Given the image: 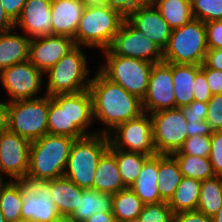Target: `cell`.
Listing matches in <instances>:
<instances>
[{"label": "cell", "mask_w": 222, "mask_h": 222, "mask_svg": "<svg viewBox=\"0 0 222 222\" xmlns=\"http://www.w3.org/2000/svg\"><path fill=\"white\" fill-rule=\"evenodd\" d=\"M145 113H153L176 108L173 63L164 61L153 64L150 72L148 88L142 99Z\"/></svg>", "instance_id": "15"}, {"label": "cell", "mask_w": 222, "mask_h": 222, "mask_svg": "<svg viewBox=\"0 0 222 222\" xmlns=\"http://www.w3.org/2000/svg\"><path fill=\"white\" fill-rule=\"evenodd\" d=\"M87 67V58L81 46L76 45L45 72V74H48L45 94L53 96L56 94L79 93L89 89L91 79L87 78L90 76Z\"/></svg>", "instance_id": "7"}, {"label": "cell", "mask_w": 222, "mask_h": 222, "mask_svg": "<svg viewBox=\"0 0 222 222\" xmlns=\"http://www.w3.org/2000/svg\"><path fill=\"white\" fill-rule=\"evenodd\" d=\"M106 63L98 70L109 80L122 86L141 100L146 94L153 63L118 55H105Z\"/></svg>", "instance_id": "9"}, {"label": "cell", "mask_w": 222, "mask_h": 222, "mask_svg": "<svg viewBox=\"0 0 222 222\" xmlns=\"http://www.w3.org/2000/svg\"><path fill=\"white\" fill-rule=\"evenodd\" d=\"M174 222H212L210 217H207L198 210L184 211L174 215Z\"/></svg>", "instance_id": "46"}, {"label": "cell", "mask_w": 222, "mask_h": 222, "mask_svg": "<svg viewBox=\"0 0 222 222\" xmlns=\"http://www.w3.org/2000/svg\"><path fill=\"white\" fill-rule=\"evenodd\" d=\"M51 3L52 0H27L15 28L21 27L30 39L51 35Z\"/></svg>", "instance_id": "19"}, {"label": "cell", "mask_w": 222, "mask_h": 222, "mask_svg": "<svg viewBox=\"0 0 222 222\" xmlns=\"http://www.w3.org/2000/svg\"><path fill=\"white\" fill-rule=\"evenodd\" d=\"M0 222H7L1 210H0Z\"/></svg>", "instance_id": "55"}, {"label": "cell", "mask_w": 222, "mask_h": 222, "mask_svg": "<svg viewBox=\"0 0 222 222\" xmlns=\"http://www.w3.org/2000/svg\"><path fill=\"white\" fill-rule=\"evenodd\" d=\"M211 151L209 159L215 176H222V130L213 131L210 135Z\"/></svg>", "instance_id": "39"}, {"label": "cell", "mask_w": 222, "mask_h": 222, "mask_svg": "<svg viewBox=\"0 0 222 222\" xmlns=\"http://www.w3.org/2000/svg\"><path fill=\"white\" fill-rule=\"evenodd\" d=\"M116 157L119 173L123 183L127 188L135 183L138 178L144 163L151 157L138 152H128L120 149H115L111 144L108 148Z\"/></svg>", "instance_id": "29"}, {"label": "cell", "mask_w": 222, "mask_h": 222, "mask_svg": "<svg viewBox=\"0 0 222 222\" xmlns=\"http://www.w3.org/2000/svg\"><path fill=\"white\" fill-rule=\"evenodd\" d=\"M84 222H115V216L112 212L96 213Z\"/></svg>", "instance_id": "50"}, {"label": "cell", "mask_w": 222, "mask_h": 222, "mask_svg": "<svg viewBox=\"0 0 222 222\" xmlns=\"http://www.w3.org/2000/svg\"><path fill=\"white\" fill-rule=\"evenodd\" d=\"M44 72L29 60L14 64L0 72V81L8 93V102L34 99L42 89Z\"/></svg>", "instance_id": "14"}, {"label": "cell", "mask_w": 222, "mask_h": 222, "mask_svg": "<svg viewBox=\"0 0 222 222\" xmlns=\"http://www.w3.org/2000/svg\"><path fill=\"white\" fill-rule=\"evenodd\" d=\"M194 100L208 103L212 97L211 90L208 86L205 73L200 70L195 77L193 86Z\"/></svg>", "instance_id": "41"}, {"label": "cell", "mask_w": 222, "mask_h": 222, "mask_svg": "<svg viewBox=\"0 0 222 222\" xmlns=\"http://www.w3.org/2000/svg\"><path fill=\"white\" fill-rule=\"evenodd\" d=\"M222 207V176L201 181L199 204L196 210L212 218Z\"/></svg>", "instance_id": "33"}, {"label": "cell", "mask_w": 222, "mask_h": 222, "mask_svg": "<svg viewBox=\"0 0 222 222\" xmlns=\"http://www.w3.org/2000/svg\"><path fill=\"white\" fill-rule=\"evenodd\" d=\"M158 154L150 157L131 186V190L144 204L163 202L158 191Z\"/></svg>", "instance_id": "22"}, {"label": "cell", "mask_w": 222, "mask_h": 222, "mask_svg": "<svg viewBox=\"0 0 222 222\" xmlns=\"http://www.w3.org/2000/svg\"><path fill=\"white\" fill-rule=\"evenodd\" d=\"M148 0H106V5L119 11L125 18L136 8L144 5Z\"/></svg>", "instance_id": "43"}, {"label": "cell", "mask_w": 222, "mask_h": 222, "mask_svg": "<svg viewBox=\"0 0 222 222\" xmlns=\"http://www.w3.org/2000/svg\"><path fill=\"white\" fill-rule=\"evenodd\" d=\"M172 28L189 23L193 17L191 0H150Z\"/></svg>", "instance_id": "30"}, {"label": "cell", "mask_w": 222, "mask_h": 222, "mask_svg": "<svg viewBox=\"0 0 222 222\" xmlns=\"http://www.w3.org/2000/svg\"><path fill=\"white\" fill-rule=\"evenodd\" d=\"M89 91L92 96L93 118L107 128L98 133H113L118 125L144 113L139 97L107 79L99 70L90 81Z\"/></svg>", "instance_id": "1"}, {"label": "cell", "mask_w": 222, "mask_h": 222, "mask_svg": "<svg viewBox=\"0 0 222 222\" xmlns=\"http://www.w3.org/2000/svg\"><path fill=\"white\" fill-rule=\"evenodd\" d=\"M204 64L208 68L222 71V49H208Z\"/></svg>", "instance_id": "48"}, {"label": "cell", "mask_w": 222, "mask_h": 222, "mask_svg": "<svg viewBox=\"0 0 222 222\" xmlns=\"http://www.w3.org/2000/svg\"><path fill=\"white\" fill-rule=\"evenodd\" d=\"M105 55L138 58L150 63L163 61V50L153 43L145 33L136 29L126 18L115 35Z\"/></svg>", "instance_id": "11"}, {"label": "cell", "mask_w": 222, "mask_h": 222, "mask_svg": "<svg viewBox=\"0 0 222 222\" xmlns=\"http://www.w3.org/2000/svg\"><path fill=\"white\" fill-rule=\"evenodd\" d=\"M27 0H0L8 16L15 22L21 15Z\"/></svg>", "instance_id": "45"}, {"label": "cell", "mask_w": 222, "mask_h": 222, "mask_svg": "<svg viewBox=\"0 0 222 222\" xmlns=\"http://www.w3.org/2000/svg\"><path fill=\"white\" fill-rule=\"evenodd\" d=\"M201 70L205 73V77L212 95L222 93V71L208 68L204 63Z\"/></svg>", "instance_id": "44"}, {"label": "cell", "mask_w": 222, "mask_h": 222, "mask_svg": "<svg viewBox=\"0 0 222 222\" xmlns=\"http://www.w3.org/2000/svg\"><path fill=\"white\" fill-rule=\"evenodd\" d=\"M74 141L72 137L52 134L31 141L26 178L53 180L63 177Z\"/></svg>", "instance_id": "3"}, {"label": "cell", "mask_w": 222, "mask_h": 222, "mask_svg": "<svg viewBox=\"0 0 222 222\" xmlns=\"http://www.w3.org/2000/svg\"><path fill=\"white\" fill-rule=\"evenodd\" d=\"M83 190L65 177L50 180L51 199L59 214L72 215L78 208Z\"/></svg>", "instance_id": "24"}, {"label": "cell", "mask_w": 222, "mask_h": 222, "mask_svg": "<svg viewBox=\"0 0 222 222\" xmlns=\"http://www.w3.org/2000/svg\"><path fill=\"white\" fill-rule=\"evenodd\" d=\"M92 96L89 89L79 93L49 96L48 134L79 139L98 132L86 131L93 123Z\"/></svg>", "instance_id": "2"}, {"label": "cell", "mask_w": 222, "mask_h": 222, "mask_svg": "<svg viewBox=\"0 0 222 222\" xmlns=\"http://www.w3.org/2000/svg\"><path fill=\"white\" fill-rule=\"evenodd\" d=\"M23 181H7L0 187V210L7 222L21 219Z\"/></svg>", "instance_id": "31"}, {"label": "cell", "mask_w": 222, "mask_h": 222, "mask_svg": "<svg viewBox=\"0 0 222 222\" xmlns=\"http://www.w3.org/2000/svg\"><path fill=\"white\" fill-rule=\"evenodd\" d=\"M84 7L101 6L106 4V0H80Z\"/></svg>", "instance_id": "53"}, {"label": "cell", "mask_w": 222, "mask_h": 222, "mask_svg": "<svg viewBox=\"0 0 222 222\" xmlns=\"http://www.w3.org/2000/svg\"><path fill=\"white\" fill-rule=\"evenodd\" d=\"M112 203L115 220L130 222L136 221L145 205L130 188L113 194Z\"/></svg>", "instance_id": "32"}, {"label": "cell", "mask_w": 222, "mask_h": 222, "mask_svg": "<svg viewBox=\"0 0 222 222\" xmlns=\"http://www.w3.org/2000/svg\"><path fill=\"white\" fill-rule=\"evenodd\" d=\"M135 222H174V214L166 201L145 204Z\"/></svg>", "instance_id": "36"}, {"label": "cell", "mask_w": 222, "mask_h": 222, "mask_svg": "<svg viewBox=\"0 0 222 222\" xmlns=\"http://www.w3.org/2000/svg\"><path fill=\"white\" fill-rule=\"evenodd\" d=\"M115 222H130V221H119V220H115Z\"/></svg>", "instance_id": "58"}, {"label": "cell", "mask_w": 222, "mask_h": 222, "mask_svg": "<svg viewBox=\"0 0 222 222\" xmlns=\"http://www.w3.org/2000/svg\"><path fill=\"white\" fill-rule=\"evenodd\" d=\"M15 29V22L8 16L0 2V34Z\"/></svg>", "instance_id": "49"}, {"label": "cell", "mask_w": 222, "mask_h": 222, "mask_svg": "<svg viewBox=\"0 0 222 222\" xmlns=\"http://www.w3.org/2000/svg\"><path fill=\"white\" fill-rule=\"evenodd\" d=\"M201 181L184 177L168 201L174 215L197 209L200 197Z\"/></svg>", "instance_id": "27"}, {"label": "cell", "mask_w": 222, "mask_h": 222, "mask_svg": "<svg viewBox=\"0 0 222 222\" xmlns=\"http://www.w3.org/2000/svg\"><path fill=\"white\" fill-rule=\"evenodd\" d=\"M201 65H187L173 63V84L176 108L190 105L194 100L193 86L196 74Z\"/></svg>", "instance_id": "26"}, {"label": "cell", "mask_w": 222, "mask_h": 222, "mask_svg": "<svg viewBox=\"0 0 222 222\" xmlns=\"http://www.w3.org/2000/svg\"><path fill=\"white\" fill-rule=\"evenodd\" d=\"M153 143L157 154L177 152L188 138V125L181 108L166 109L150 114Z\"/></svg>", "instance_id": "10"}, {"label": "cell", "mask_w": 222, "mask_h": 222, "mask_svg": "<svg viewBox=\"0 0 222 222\" xmlns=\"http://www.w3.org/2000/svg\"><path fill=\"white\" fill-rule=\"evenodd\" d=\"M76 46L74 39L65 35H47L30 40L29 61L44 73Z\"/></svg>", "instance_id": "17"}, {"label": "cell", "mask_w": 222, "mask_h": 222, "mask_svg": "<svg viewBox=\"0 0 222 222\" xmlns=\"http://www.w3.org/2000/svg\"><path fill=\"white\" fill-rule=\"evenodd\" d=\"M158 191L168 202L183 178L176 158L171 154H158Z\"/></svg>", "instance_id": "25"}, {"label": "cell", "mask_w": 222, "mask_h": 222, "mask_svg": "<svg viewBox=\"0 0 222 222\" xmlns=\"http://www.w3.org/2000/svg\"><path fill=\"white\" fill-rule=\"evenodd\" d=\"M208 49H222V20L205 23Z\"/></svg>", "instance_id": "40"}, {"label": "cell", "mask_w": 222, "mask_h": 222, "mask_svg": "<svg viewBox=\"0 0 222 222\" xmlns=\"http://www.w3.org/2000/svg\"><path fill=\"white\" fill-rule=\"evenodd\" d=\"M12 222H31V221H28V220H25V219H19V220L12 221Z\"/></svg>", "instance_id": "56"}, {"label": "cell", "mask_w": 222, "mask_h": 222, "mask_svg": "<svg viewBox=\"0 0 222 222\" xmlns=\"http://www.w3.org/2000/svg\"><path fill=\"white\" fill-rule=\"evenodd\" d=\"M208 51L205 23L192 19L182 27L172 29L163 61L174 64L202 65Z\"/></svg>", "instance_id": "6"}, {"label": "cell", "mask_w": 222, "mask_h": 222, "mask_svg": "<svg viewBox=\"0 0 222 222\" xmlns=\"http://www.w3.org/2000/svg\"><path fill=\"white\" fill-rule=\"evenodd\" d=\"M55 222H82L79 221L76 217L69 214H60Z\"/></svg>", "instance_id": "52"}, {"label": "cell", "mask_w": 222, "mask_h": 222, "mask_svg": "<svg viewBox=\"0 0 222 222\" xmlns=\"http://www.w3.org/2000/svg\"><path fill=\"white\" fill-rule=\"evenodd\" d=\"M126 19L139 31L145 33L153 43L164 50L172 33V28L162 18L159 10L148 0L136 8Z\"/></svg>", "instance_id": "18"}, {"label": "cell", "mask_w": 222, "mask_h": 222, "mask_svg": "<svg viewBox=\"0 0 222 222\" xmlns=\"http://www.w3.org/2000/svg\"><path fill=\"white\" fill-rule=\"evenodd\" d=\"M49 96L8 102L7 126L30 142L48 134Z\"/></svg>", "instance_id": "8"}, {"label": "cell", "mask_w": 222, "mask_h": 222, "mask_svg": "<svg viewBox=\"0 0 222 222\" xmlns=\"http://www.w3.org/2000/svg\"><path fill=\"white\" fill-rule=\"evenodd\" d=\"M21 219L31 222H55L60 215L51 199L50 180H23Z\"/></svg>", "instance_id": "13"}, {"label": "cell", "mask_w": 222, "mask_h": 222, "mask_svg": "<svg viewBox=\"0 0 222 222\" xmlns=\"http://www.w3.org/2000/svg\"><path fill=\"white\" fill-rule=\"evenodd\" d=\"M179 163L184 177L204 181L215 177L212 164L208 157L193 156L187 154H172Z\"/></svg>", "instance_id": "34"}, {"label": "cell", "mask_w": 222, "mask_h": 222, "mask_svg": "<svg viewBox=\"0 0 222 222\" xmlns=\"http://www.w3.org/2000/svg\"><path fill=\"white\" fill-rule=\"evenodd\" d=\"M208 104L193 100L190 105L181 107L187 121H203L207 117Z\"/></svg>", "instance_id": "42"}, {"label": "cell", "mask_w": 222, "mask_h": 222, "mask_svg": "<svg viewBox=\"0 0 222 222\" xmlns=\"http://www.w3.org/2000/svg\"><path fill=\"white\" fill-rule=\"evenodd\" d=\"M113 131L114 134L110 133L108 137L115 149L138 152L151 157L157 155L150 114L144 112L139 117L118 125Z\"/></svg>", "instance_id": "12"}, {"label": "cell", "mask_w": 222, "mask_h": 222, "mask_svg": "<svg viewBox=\"0 0 222 222\" xmlns=\"http://www.w3.org/2000/svg\"><path fill=\"white\" fill-rule=\"evenodd\" d=\"M109 145L108 135L102 133L75 139L63 177L71 180L80 188H93L99 159Z\"/></svg>", "instance_id": "5"}, {"label": "cell", "mask_w": 222, "mask_h": 222, "mask_svg": "<svg viewBox=\"0 0 222 222\" xmlns=\"http://www.w3.org/2000/svg\"><path fill=\"white\" fill-rule=\"evenodd\" d=\"M113 194L102 193L92 188L84 189L79 198L78 208L72 214L79 221L84 222L93 214L112 212Z\"/></svg>", "instance_id": "28"}, {"label": "cell", "mask_w": 222, "mask_h": 222, "mask_svg": "<svg viewBox=\"0 0 222 222\" xmlns=\"http://www.w3.org/2000/svg\"><path fill=\"white\" fill-rule=\"evenodd\" d=\"M125 17L108 5L85 7L79 21L74 42L78 46L110 47Z\"/></svg>", "instance_id": "4"}, {"label": "cell", "mask_w": 222, "mask_h": 222, "mask_svg": "<svg viewBox=\"0 0 222 222\" xmlns=\"http://www.w3.org/2000/svg\"><path fill=\"white\" fill-rule=\"evenodd\" d=\"M211 151L210 135H194L188 137L182 147L173 154H187L200 156L203 158L209 157Z\"/></svg>", "instance_id": "37"}, {"label": "cell", "mask_w": 222, "mask_h": 222, "mask_svg": "<svg viewBox=\"0 0 222 222\" xmlns=\"http://www.w3.org/2000/svg\"><path fill=\"white\" fill-rule=\"evenodd\" d=\"M12 31L0 34V72L9 66L29 60L31 39Z\"/></svg>", "instance_id": "23"}, {"label": "cell", "mask_w": 222, "mask_h": 222, "mask_svg": "<svg viewBox=\"0 0 222 222\" xmlns=\"http://www.w3.org/2000/svg\"><path fill=\"white\" fill-rule=\"evenodd\" d=\"M126 188L119 173L116 157L107 149L99 159L92 189L102 193L115 194Z\"/></svg>", "instance_id": "21"}, {"label": "cell", "mask_w": 222, "mask_h": 222, "mask_svg": "<svg viewBox=\"0 0 222 222\" xmlns=\"http://www.w3.org/2000/svg\"><path fill=\"white\" fill-rule=\"evenodd\" d=\"M3 180H4V179H3V177H2L1 174H0V187L5 183Z\"/></svg>", "instance_id": "57"}, {"label": "cell", "mask_w": 222, "mask_h": 222, "mask_svg": "<svg viewBox=\"0 0 222 222\" xmlns=\"http://www.w3.org/2000/svg\"><path fill=\"white\" fill-rule=\"evenodd\" d=\"M212 222H222V207L218 212L211 218Z\"/></svg>", "instance_id": "54"}, {"label": "cell", "mask_w": 222, "mask_h": 222, "mask_svg": "<svg viewBox=\"0 0 222 222\" xmlns=\"http://www.w3.org/2000/svg\"><path fill=\"white\" fill-rule=\"evenodd\" d=\"M8 102H0V134L8 130L7 126Z\"/></svg>", "instance_id": "51"}, {"label": "cell", "mask_w": 222, "mask_h": 222, "mask_svg": "<svg viewBox=\"0 0 222 222\" xmlns=\"http://www.w3.org/2000/svg\"><path fill=\"white\" fill-rule=\"evenodd\" d=\"M84 8L80 0H52V35L74 38Z\"/></svg>", "instance_id": "20"}, {"label": "cell", "mask_w": 222, "mask_h": 222, "mask_svg": "<svg viewBox=\"0 0 222 222\" xmlns=\"http://www.w3.org/2000/svg\"><path fill=\"white\" fill-rule=\"evenodd\" d=\"M187 125H188V131L186 132L188 137L194 135L206 136V135H211L213 132L210 128V125L206 122V120L199 122L187 121Z\"/></svg>", "instance_id": "47"}, {"label": "cell", "mask_w": 222, "mask_h": 222, "mask_svg": "<svg viewBox=\"0 0 222 222\" xmlns=\"http://www.w3.org/2000/svg\"><path fill=\"white\" fill-rule=\"evenodd\" d=\"M31 142L9 130L0 134V174L23 181L29 170Z\"/></svg>", "instance_id": "16"}, {"label": "cell", "mask_w": 222, "mask_h": 222, "mask_svg": "<svg viewBox=\"0 0 222 222\" xmlns=\"http://www.w3.org/2000/svg\"><path fill=\"white\" fill-rule=\"evenodd\" d=\"M194 19L204 23L222 20V0H191Z\"/></svg>", "instance_id": "35"}, {"label": "cell", "mask_w": 222, "mask_h": 222, "mask_svg": "<svg viewBox=\"0 0 222 222\" xmlns=\"http://www.w3.org/2000/svg\"><path fill=\"white\" fill-rule=\"evenodd\" d=\"M206 122L212 131L222 130V93L212 95L208 101Z\"/></svg>", "instance_id": "38"}]
</instances>
